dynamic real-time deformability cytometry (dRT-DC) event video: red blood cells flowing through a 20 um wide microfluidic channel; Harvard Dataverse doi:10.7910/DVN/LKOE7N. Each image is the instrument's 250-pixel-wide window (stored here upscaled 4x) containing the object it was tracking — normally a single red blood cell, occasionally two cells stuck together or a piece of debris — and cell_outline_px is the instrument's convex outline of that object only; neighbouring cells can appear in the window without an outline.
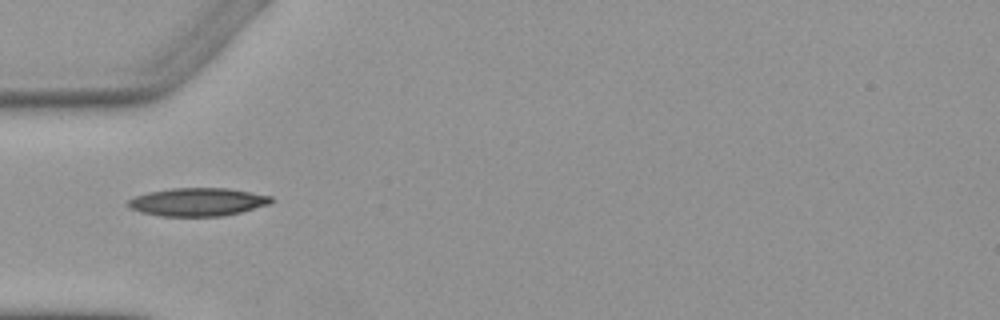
{"species": "Egyptian fruit bat (a non-hibernating species)", "species_latin": "Rousettus aegyptiacus", "temperature_condition": "warm", "stored_images_in_passage": 1, "camera_frame_rate_fps": 3000, "um_per_image_px": 0.085, "animal": {"sex": "female"}, "frame": {"image": 1, "passage_image": 1, "time_ms": 0.0, "image_size_px": [1000, 320], "cell_outline_px": [[272, 204], [224, 216], [160, 216], [140, 212], [132, 208], [128, 204], [128, 200], [136, 196], [148, 192], [172, 188], [228, 188], [272, 196]], "centroid_in_image_um": [16.83, 17.17], "position_along_channel_um": 68.2, "area_um2": 23.41}}